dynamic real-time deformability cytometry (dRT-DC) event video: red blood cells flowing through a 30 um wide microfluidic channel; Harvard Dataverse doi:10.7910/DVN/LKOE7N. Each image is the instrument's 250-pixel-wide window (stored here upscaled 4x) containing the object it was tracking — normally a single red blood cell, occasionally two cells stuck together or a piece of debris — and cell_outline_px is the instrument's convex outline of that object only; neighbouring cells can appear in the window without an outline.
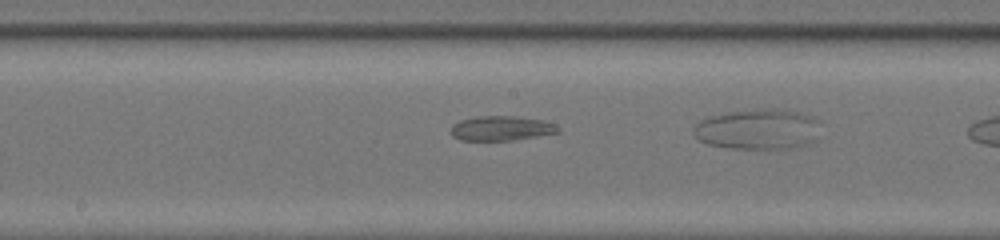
{"species": "common noctule bat (a hibernating species)", "species_latin": "Nyctalus noctula", "temperature_condition": "room temperature", "stored_images_in_passage": 18, "camera_frame_rate_fps": 3000, "um_per_image_px": 0.085, "animal": {"sex": "female", "body_mass_g": 20.0, "forearm_length_mm": 54.0}, "frame": {"image": 1, "passage_image": 8, "time_ms": 2.333, "image_size_px": [1000, 240], "cell_outline_px": [[560, 132], [512, 140], [460, 140], [452, 136], [452, 128], [460, 120], [476, 116], [516, 116], [540, 120], [552, 124], [560, 128]], "centroid_in_image_um": [42.6, 10.9], "position_along_channel_um": 205.6, "area_um2": 15.09}}
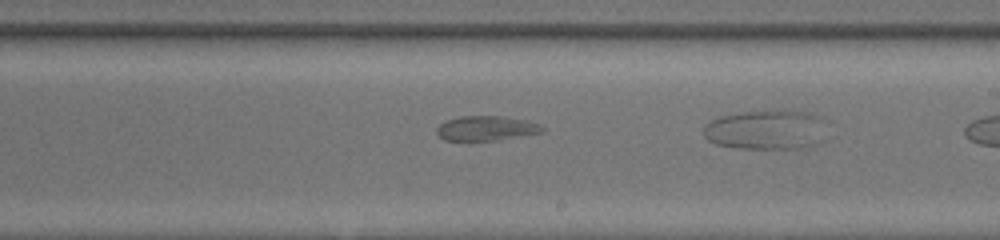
{"frame": {"image": 2, "passage_image": 11, "time_ms": 3.333, "image_size_px": [1000, 240], "cell_outline_px": [[544, 128], [540, 132], [492, 140], [444, 140], [436, 132], [436, 128], [440, 124], [448, 120], [460, 116], [500, 116], [524, 120], [536, 124]], "centroid_in_image_um": [41.23, 10.89], "position_along_channel_um": 247.8, "area_um2": 14.57}}
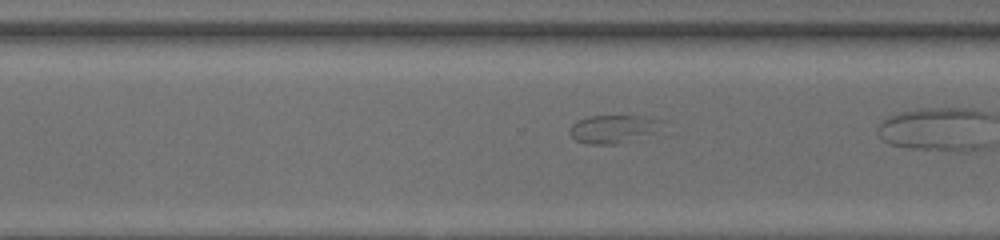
{"frame": {"image": 3, "passage_image": 16, "time_ms": 5.0, "image_size_px": [1000, 240], "cell_outline_px": [[664, 120], [648, 132], [612, 144], [592, 144], [576, 140], [572, 136], [572, 124], [580, 120], [592, 116], [640, 116]], "centroid_in_image_um": [52.0, 10.93], "position_along_channel_um": 318.6, "area_um2": 13.7}}